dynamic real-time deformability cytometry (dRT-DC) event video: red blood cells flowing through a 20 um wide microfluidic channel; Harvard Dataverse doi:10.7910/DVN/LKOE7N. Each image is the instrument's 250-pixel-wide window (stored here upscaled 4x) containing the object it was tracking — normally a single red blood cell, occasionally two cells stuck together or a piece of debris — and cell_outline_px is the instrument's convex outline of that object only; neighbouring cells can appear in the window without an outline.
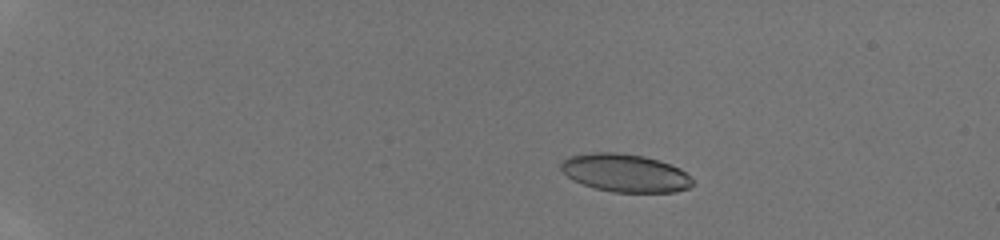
{"species": "human", "species_latin": "Homo sapiens", "temperature_condition": "room temperature", "stored_images_in_passage": 54, "camera_frame_rate_fps": 3000, "um_per_image_px": 0.085, "donor": {"sex": "male"}, "frame": {"image": 1, "passage_image": 13, "time_ms": 4.0, "image_size_px": [1000, 240], "cell_outline_px": [[696, 184], [688, 188], [676, 192], [612, 192], [596, 188], [572, 180], [560, 168], [560, 164], [564, 160], [572, 156], [592, 152], [616, 152], [644, 156], [660, 160], [680, 168]], "centroid_in_image_um": [53.16, 14.7], "position_along_channel_um": 31.8, "area_um2": 29.07}}
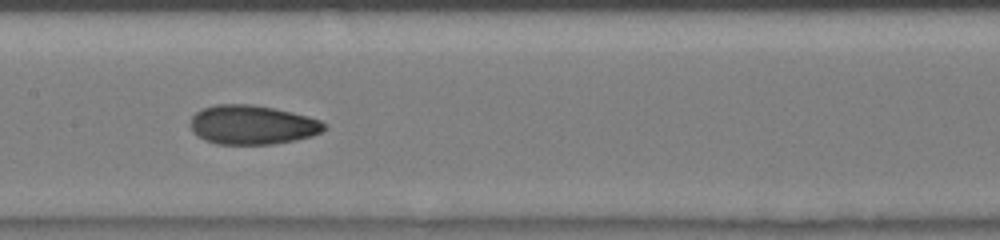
{"frame": {"image": 2, "passage_image": 32, "time_ms": 10.333, "image_size_px": [1000, 240], "cell_outline_px": [[328, 124], [320, 132], [312, 136], [296, 140], [272, 144], [216, 144], [204, 140], [196, 136], [192, 132], [188, 124], [192, 116], [196, 112], [204, 108], [216, 104], [252, 104], [292, 112], [308, 116], [320, 120]], "centroid_in_image_um": [21.41, 10.61], "position_along_channel_um": 186.0, "area_um2": 30.81}}
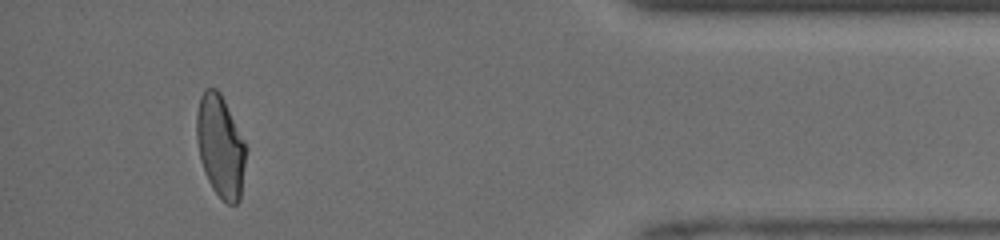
{"frame": {"image": 3, "passage_image": 51, "time_ms": 16.667, "image_size_px": [1000, 240], "cell_outline_px": [[244, 164], [240, 200], [236, 204], [228, 204], [212, 188], [204, 172], [200, 160], [196, 140], [196, 112], [200, 96], [204, 88], [216, 88], [220, 92], [244, 140]], "centroid_in_image_um": [18.69, 12.4], "position_along_channel_um": 416.5, "area_um2": 29.07}, "authors_computed_cell_mechanics": {"area_um2": 29.9693, "velocity_mm_per_s": 4.2354, "shape_relaxation_time_tau1_ms": 4.5475, "shape_relaxation_time_tau2_ms": 1.3914, "deformation_change_tau1": 0.1485, "deformation_change_tau2": 0.0567}}